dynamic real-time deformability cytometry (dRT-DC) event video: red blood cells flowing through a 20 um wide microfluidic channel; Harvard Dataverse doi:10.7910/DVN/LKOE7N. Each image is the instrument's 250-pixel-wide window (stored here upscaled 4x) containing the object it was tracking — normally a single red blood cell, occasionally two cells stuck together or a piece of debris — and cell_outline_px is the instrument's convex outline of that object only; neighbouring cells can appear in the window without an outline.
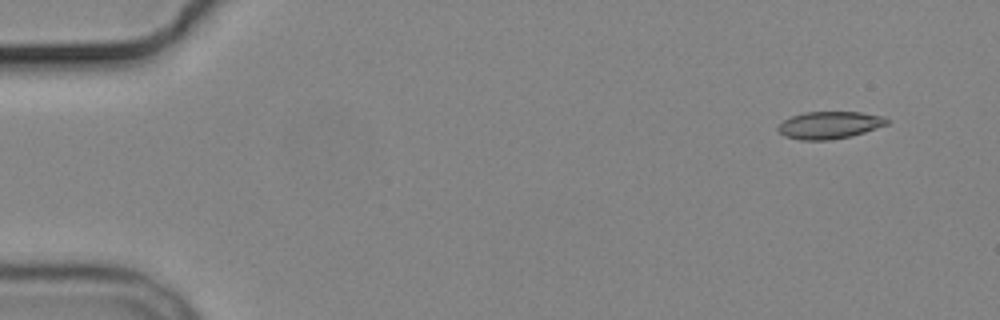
{"species": "common noctule bat (a hibernating species)", "species_latin": "Nyctalus noctula", "temperature_condition": "cold", "stored_images_in_passage": 4, "camera_frame_rate_fps": 3000, "um_per_image_px": 0.085, "animal": {"sex": "male", "body_mass_g": 19.2, "forearm_length_mm": 51.8}, "frame": {"image": 1, "passage_image": 1, "time_ms": 0.0, "image_size_px": [1000, 320], "cell_outline_px": [[888, 124], [852, 136], [828, 140], [800, 140], [784, 136], [776, 128], [784, 120], [792, 116], [804, 112], [860, 112], [884, 116], [888, 120]], "centroid_in_image_um": [70.5, 10.63], "position_along_channel_um": 14.5, "area_um2": 17.28}}
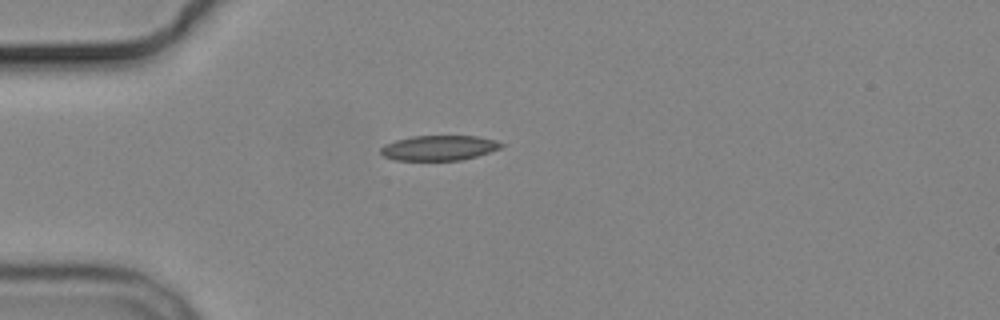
{"frame": {"image": 2, "passage_image": 4, "time_ms": 3.667, "image_size_px": [1000, 320], "cell_outline_px": [[504, 144], [500, 148], [476, 156], [460, 160], [396, 160], [384, 156], [380, 152], [380, 148], [384, 144], [396, 140], [412, 136], [476, 136], [496, 140]], "centroid_in_image_um": [37.29, 12.56], "position_along_channel_um": 47.7, "area_um2": 17.46}}